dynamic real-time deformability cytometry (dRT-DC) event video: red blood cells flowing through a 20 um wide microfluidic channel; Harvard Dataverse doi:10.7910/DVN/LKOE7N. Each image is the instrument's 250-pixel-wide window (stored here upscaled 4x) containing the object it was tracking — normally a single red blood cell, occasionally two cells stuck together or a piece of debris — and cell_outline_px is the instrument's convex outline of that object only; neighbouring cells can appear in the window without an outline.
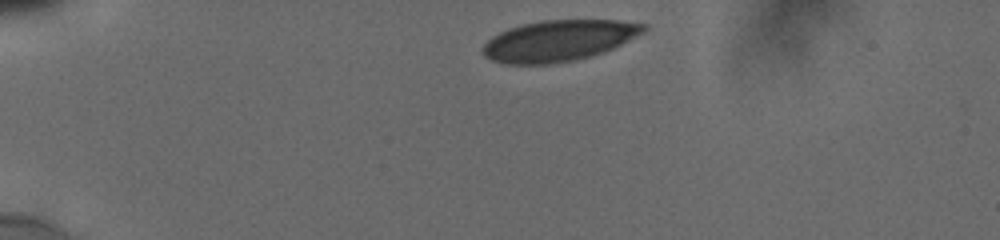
{"species": "human", "species_latin": "Homo sapiens", "temperature_condition": "cold", "stored_images_in_passage": 11, "camera_frame_rate_fps": 3000, "um_per_image_px": 0.085, "donor": {"sex": "male"}, "frame": {"image": 1, "passage_image": 1, "time_ms": 0.0, "image_size_px": [1000, 240], "cell_outline_px": [[648, 28], [644, 32], [604, 52], [592, 56], [576, 60], [552, 64], [508, 64], [492, 60], [484, 56], [484, 44], [492, 36], [508, 28], [540, 20], [616, 20], [648, 24]], "centroid_in_image_um": [47.51, 3.45], "position_along_channel_um": 37.5, "area_um2": 38.38}}
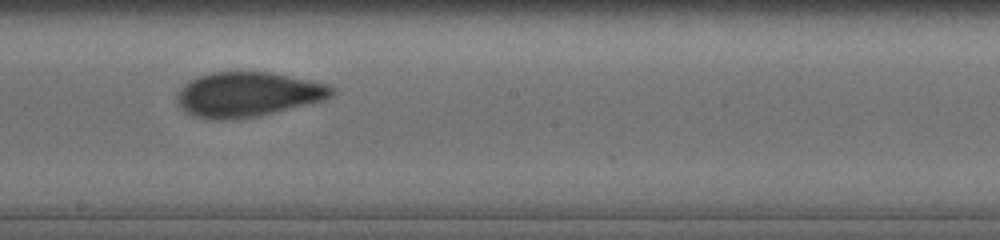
{"frame": {"image": 2, "passage_image": 7, "time_ms": 6.667, "image_size_px": [1000, 240], "cell_outline_px": [[336, 92], [332, 96], [324, 100], [260, 116], [228, 120], [212, 120], [196, 116], [184, 112], [176, 100], [176, 96], [180, 88], [188, 80], [212, 72], [272, 72], [328, 84], [336, 88]], "centroid_in_image_um": [21.07, 8.03], "position_along_channel_um": 227.1, "area_um2": 40.69}}
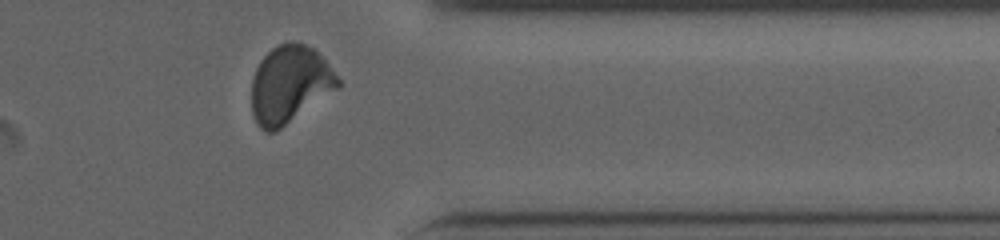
{"frame": {"image": 3, "passage_image": 11, "time_ms": 11.0, "image_size_px": [1000, 240], "cell_outline_px": [[340, 84], [336, 88], [276, 132], [264, 132], [256, 124], [252, 112], [252, 80], [256, 68], [260, 60], [276, 44], [292, 40], [304, 44], [312, 48], [324, 60], [340, 80]], "centroid_in_image_um": [24.57, 7.17], "position_along_channel_um": 386.8, "area_um2": 38.49}, "authors_computed_cell_mechanics": {"area_um2": 40.5178, "velocity_mm_per_s": 3.8098, "shape_relaxation_time_tau1_ms": null, "shape_relaxation_time_tau2_ms": 0.5503, "deformation_change_tau1": null, "deformation_change_tau2": 0.0283}}